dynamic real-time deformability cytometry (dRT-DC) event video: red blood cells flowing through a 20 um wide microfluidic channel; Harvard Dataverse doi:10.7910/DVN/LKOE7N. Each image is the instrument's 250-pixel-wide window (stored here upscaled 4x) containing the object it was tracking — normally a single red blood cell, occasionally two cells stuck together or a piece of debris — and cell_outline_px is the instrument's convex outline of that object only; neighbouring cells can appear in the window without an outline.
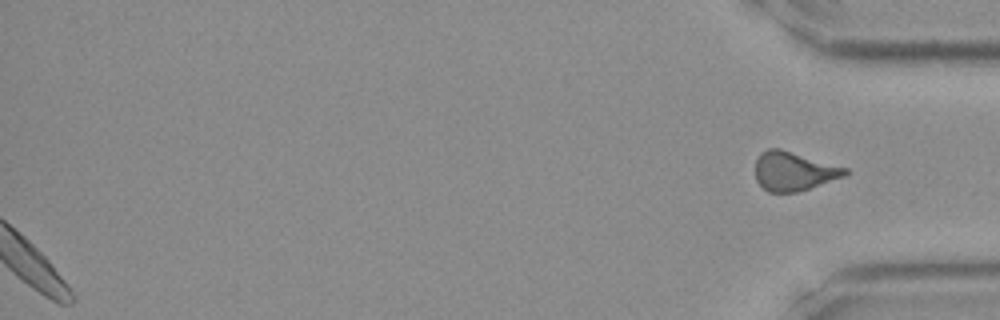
{"species": "Egyptian fruit bat (a non-hibernating species)", "species_latin": "Rousettus aegyptiacus", "temperature_condition": "room temperature", "stored_images_in_passage": 31, "segment_of_instrument_passage": [2, 2], "camera_frame_rate_fps": 3000, "um_per_image_px": 0.085, "frame": {"image": 1, "passage_image": 31, "time_ms": 10.0, "image_size_px": [1000, 320], "cell_outline_px": [[848, 172], [844, 176], [800, 192], [768, 192], [756, 180], [756, 160], [760, 152], [768, 148], [780, 148], [848, 168]], "centroid_in_image_um": [67.46, 14.55], "position_along_channel_um": 367.7, "area_um2": 20.4}}